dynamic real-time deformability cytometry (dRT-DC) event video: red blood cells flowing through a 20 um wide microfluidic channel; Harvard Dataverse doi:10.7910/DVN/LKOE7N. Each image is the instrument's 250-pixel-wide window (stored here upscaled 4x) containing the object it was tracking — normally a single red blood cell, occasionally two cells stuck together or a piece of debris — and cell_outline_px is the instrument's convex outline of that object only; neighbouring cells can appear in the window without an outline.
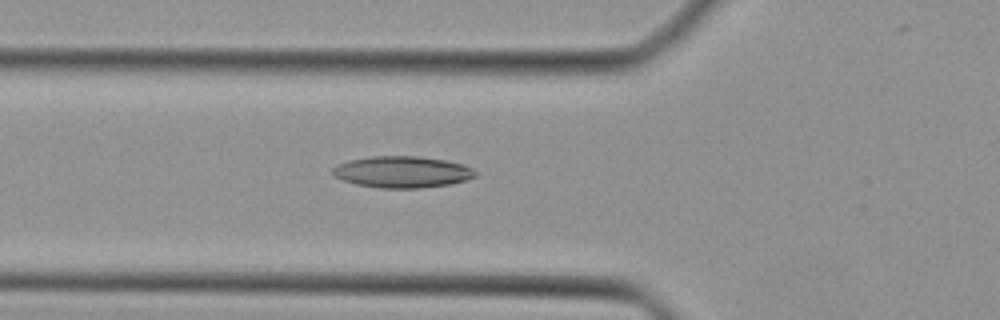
{"species": "Egyptian fruit bat (a non-hibernating species)", "species_latin": "Rousettus aegyptiacus", "temperature_condition": "cold", "stored_images_in_passage": 16, "camera_frame_rate_fps": 3000, "um_per_image_px": 0.085, "animal": {"sex": "female"}, "frame": {"image": 1, "passage_image": 6, "time_ms": 1.667, "image_size_px": [1000, 320], "cell_outline_px": [[476, 176], [464, 180], [448, 184], [420, 188], [380, 188], [356, 184], [332, 176], [332, 168], [336, 164], [348, 160], [372, 156], [416, 156], [444, 160], [464, 164], [472, 168], [476, 172]], "centroid_in_image_um": [34.14, 14.61], "position_along_channel_um": 91.7, "area_um2": 26.18}}
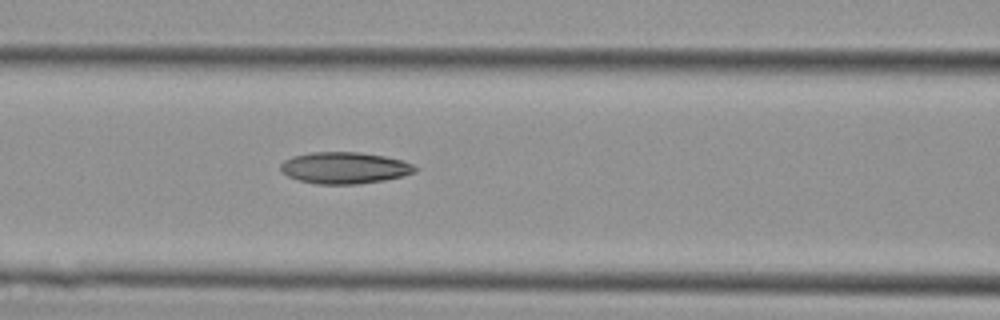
{"frame": {"image": 2, "passage_image": 9, "time_ms": 2.667, "image_size_px": [1000, 320], "cell_outline_px": [[420, 168], [416, 172], [404, 176], [384, 180], [356, 184], [316, 184], [300, 180], [288, 176], [280, 168], [280, 164], [284, 160], [292, 156], [312, 152], [356, 152], [384, 156], [404, 160]], "centroid_in_image_um": [29.33, 14.26], "position_along_channel_um": 137.3, "area_um2": 24.8}}